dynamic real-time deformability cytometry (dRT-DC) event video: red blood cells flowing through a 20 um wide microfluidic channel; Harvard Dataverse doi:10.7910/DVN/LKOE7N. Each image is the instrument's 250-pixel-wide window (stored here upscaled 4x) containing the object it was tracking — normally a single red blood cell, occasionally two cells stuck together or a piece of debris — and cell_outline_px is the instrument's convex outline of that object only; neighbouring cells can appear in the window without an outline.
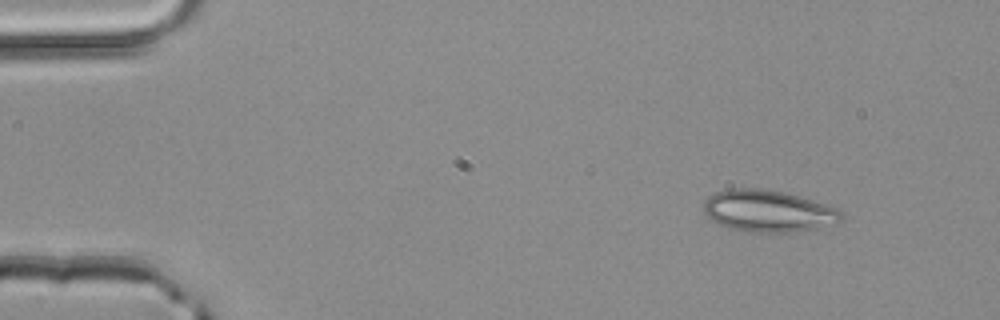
{"species": "common noctule bat (a hibernating species)", "species_latin": "Nyctalus noctula", "temperature_condition": "room temperature", "stored_images_in_passage": 4, "camera_frame_rate_fps": 3000, "um_per_image_px": 0.085, "animal": {"sex": "male", "body_mass_g": 20.4}, "frame": {"image": 1, "passage_image": 1, "time_ms": 0.0, "image_size_px": [1000, 320], "cell_outline_px": [[844, 216], [836, 224], [816, 228], [788, 232], [748, 232], [728, 228], [712, 220], [704, 212], [704, 200], [708, 196], [716, 192], [732, 188], [760, 188], [784, 192], [800, 196], [828, 204], [840, 208]], "centroid_in_image_um": [65.33, 17.93], "position_along_channel_um": 19.7, "area_um2": 33.81}}